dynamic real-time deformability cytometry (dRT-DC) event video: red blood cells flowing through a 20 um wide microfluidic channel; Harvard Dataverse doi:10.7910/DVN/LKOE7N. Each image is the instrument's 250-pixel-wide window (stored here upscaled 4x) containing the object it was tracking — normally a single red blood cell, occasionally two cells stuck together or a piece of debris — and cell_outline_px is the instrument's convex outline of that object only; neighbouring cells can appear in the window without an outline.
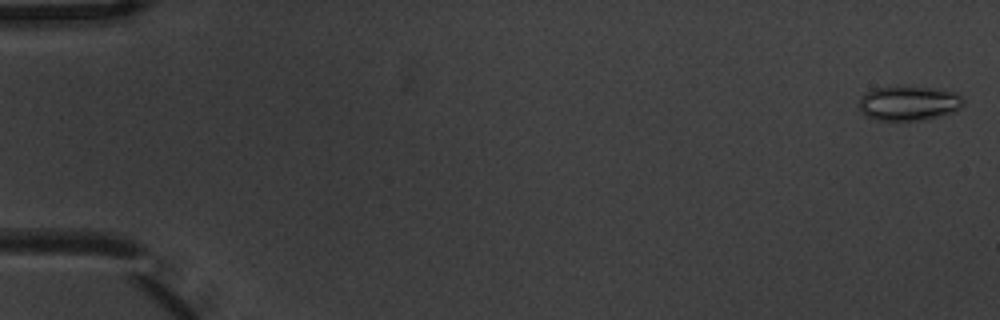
{"species": "common noctule bat (a hibernating species)", "species_latin": "Nyctalus noctula", "temperature_condition": "warm", "stored_images_in_passage": 10, "camera_frame_rate_fps": 3000, "um_per_image_px": 0.085, "animal": {"sex": "male", "body_mass_g": 20.1, "forearm_length_mm": 53.5}, "frame": {"image": 1, "passage_image": 1, "time_ms": 0.0, "image_size_px": [1000, 320], "cell_outline_px": [[964, 104], [960, 108], [952, 112], [920, 120], [876, 120], [864, 116], [860, 108], [860, 96], [864, 92], [872, 88], [908, 84], [956, 92], [964, 100]], "centroid_in_image_um": [77.2, 8.73], "position_along_channel_um": 7.8, "area_um2": 21.5}}
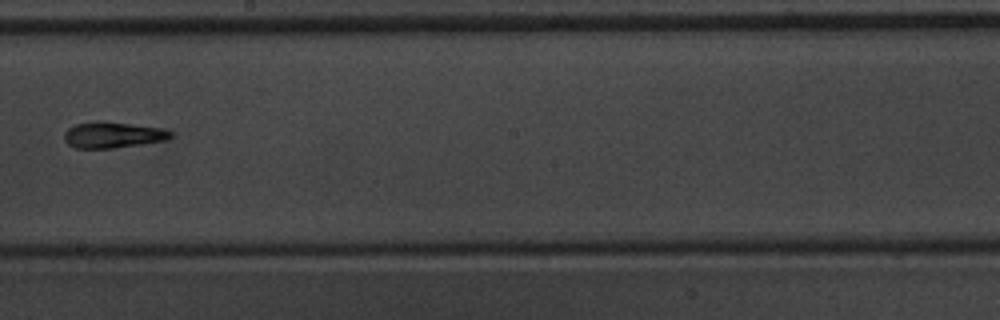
{"frame": {"image": 2, "passage_image": 9, "time_ms": 2.667, "image_size_px": [1000, 320], "cell_outline_px": [[172, 136], [164, 140], [144, 144], [112, 148], [76, 148], [68, 144], [64, 140], [64, 132], [68, 128], [76, 124], [96, 120], [104, 120], [164, 128], [172, 132]], "centroid_in_image_um": [9.58, 11.45], "position_along_channel_um": 238.6, "area_um2": 16.42}}
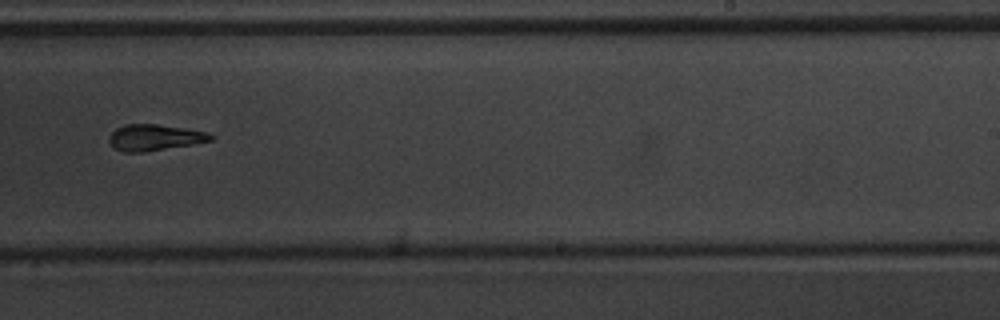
{"frame": {"image": 3, "passage_image": 10, "time_ms": 3.0, "image_size_px": [1000, 320], "cell_outline_px": [[212, 140], [196, 144], [144, 152], [124, 152], [116, 148], [108, 140], [108, 136], [116, 128], [124, 124], [156, 124], [184, 128], [208, 132], [212, 136]], "centroid_in_image_um": [13.14, 11.68], "position_along_channel_um": 275.9, "area_um2": 15.49}}